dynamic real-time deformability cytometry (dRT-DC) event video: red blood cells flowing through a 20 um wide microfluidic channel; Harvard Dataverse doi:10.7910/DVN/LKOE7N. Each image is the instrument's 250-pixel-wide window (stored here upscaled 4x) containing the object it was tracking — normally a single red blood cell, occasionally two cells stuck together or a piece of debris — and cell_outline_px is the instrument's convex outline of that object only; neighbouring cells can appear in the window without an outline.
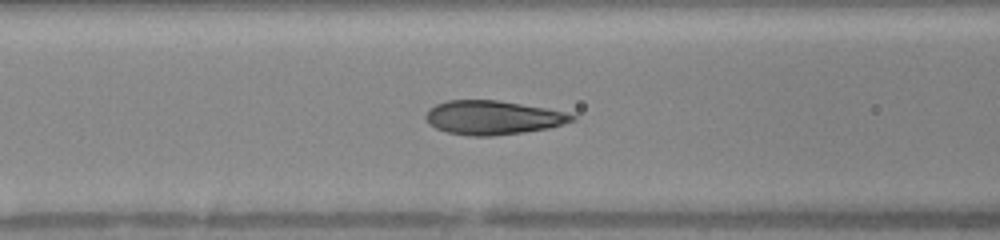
{"species": "human", "species_latin": "Homo sapiens", "temperature_condition": "warm", "stored_images_in_passage": 33, "camera_frame_rate_fps": 3000, "um_per_image_px": 0.085, "donor": {"sex": "female"}, "frame": {"image": 1, "passage_image": 5, "time_ms": 1.333, "image_size_px": [1000, 240], "cell_outline_px": [[576, 120], [548, 128], [524, 132], [492, 136], [468, 136], [448, 132], [436, 128], [428, 124], [424, 116], [428, 108], [436, 104], [448, 100], [500, 100], [544, 108], [564, 112], [576, 116]], "centroid_in_image_um": [41.84, 9.99], "position_along_channel_um": 124.8, "area_um2": 28.96}}
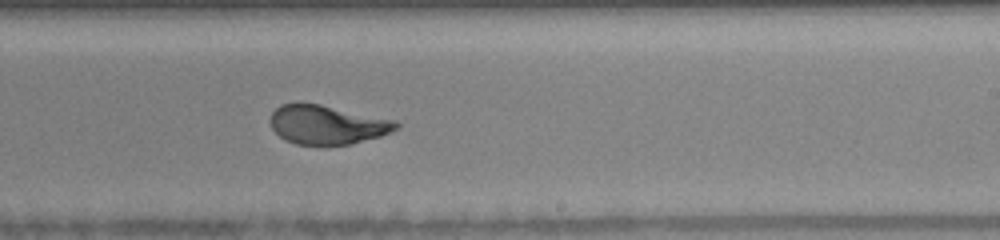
{"frame": {"image": 2, "passage_image": 15, "time_ms": 4.667, "image_size_px": [1000, 240], "cell_outline_px": [[400, 128], [380, 136], [352, 144], [296, 144], [284, 140], [272, 128], [268, 120], [272, 112], [280, 104], [296, 100], [320, 104], [396, 120], [400, 124]], "centroid_in_image_um": [27.77, 10.56], "position_along_channel_um": 261.2, "area_um2": 29.07}}
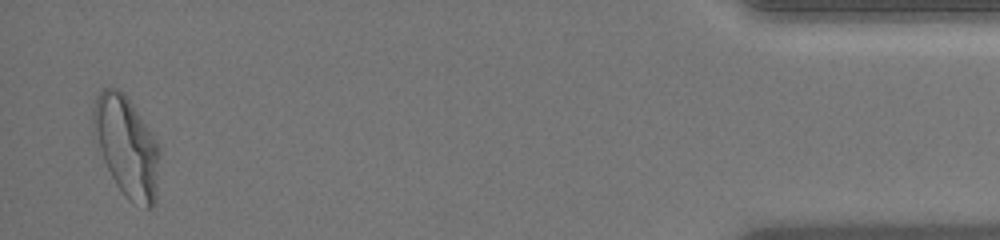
{"frame": {"image": 3, "passage_image": 32, "time_ms": 10.333, "image_size_px": [1000, 240], "cell_outline_px": [[160, 152], [156, 204], [152, 208], [148, 208], [128, 200], [124, 196], [116, 184], [104, 160], [92, 132], [92, 108], [96, 96], [104, 88], [116, 88], [124, 92], [132, 104], [160, 148]], "centroid_in_image_um": [10.76, 12.47], "position_along_channel_um": 424.4, "area_um2": 38.61}, "authors_computed_cell_mechanics": {"area_um2": 29.5358, "velocity_mm_per_s": 4.0974, "shape_relaxation_time_tau1_ms": 4.091, "shape_relaxation_time_tau2_ms": 0.6171, "deformation_change_tau1": 0.2043, "deformation_change_tau2": 0.0687}}